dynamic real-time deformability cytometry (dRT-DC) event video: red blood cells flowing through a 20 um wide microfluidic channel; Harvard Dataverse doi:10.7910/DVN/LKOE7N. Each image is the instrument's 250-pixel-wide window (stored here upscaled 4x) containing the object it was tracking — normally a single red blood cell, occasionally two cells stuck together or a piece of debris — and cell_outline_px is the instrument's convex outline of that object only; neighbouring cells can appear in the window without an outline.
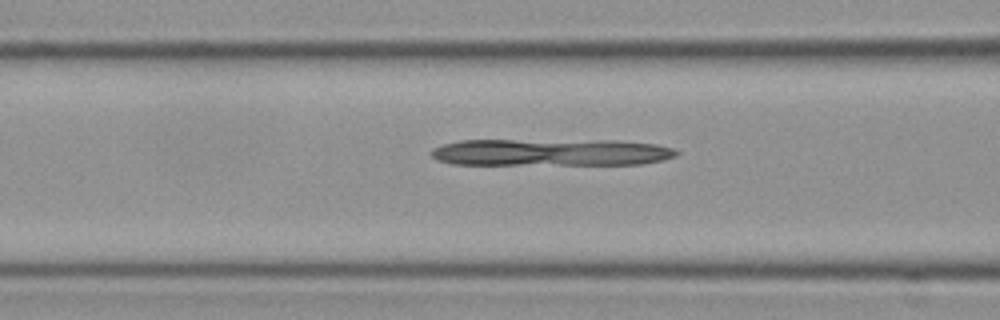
{"species": "Egyptian fruit bat (a non-hibernating species)", "species_latin": "Rousettus aegyptiacus", "temperature_condition": "cold", "stored_images_in_passage": 38, "camera_frame_rate_fps": 3000, "um_per_image_px": 0.085, "frame": {"image": 1, "passage_image": 8, "time_ms": 2.333, "image_size_px": [1000, 320], "cell_outline_px": [[680, 152], [676, 156], [660, 160], [640, 164], [452, 164], [440, 160], [432, 156], [432, 148], [444, 144], [460, 140], [616, 140], [656, 144], [672, 148]], "centroid_in_image_um": [46.84, 12.94], "position_along_channel_um": 119.8, "area_um2": 38.61}}
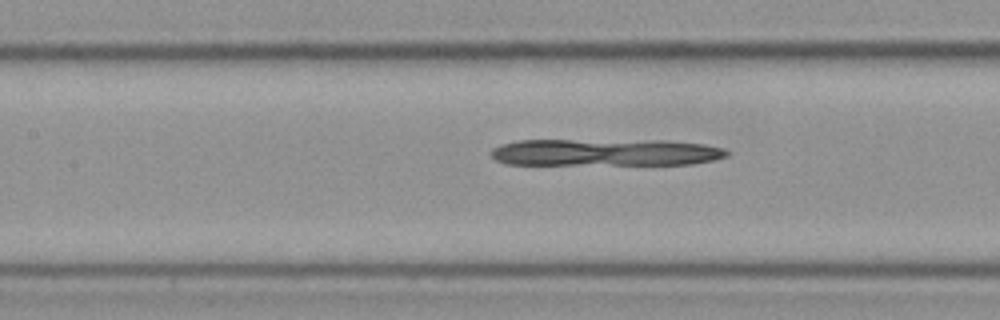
{"frame": {"image": 2, "passage_image": 11, "time_ms": 3.333, "image_size_px": [1000, 320], "cell_outline_px": [[732, 152], [728, 156], [712, 160], [692, 164], [504, 164], [496, 160], [488, 152], [492, 148], [500, 144], [516, 140], [664, 140], [704, 144], [724, 148]], "centroid_in_image_um": [51.45, 12.94], "position_along_channel_um": 156.0, "area_um2": 37.57}}
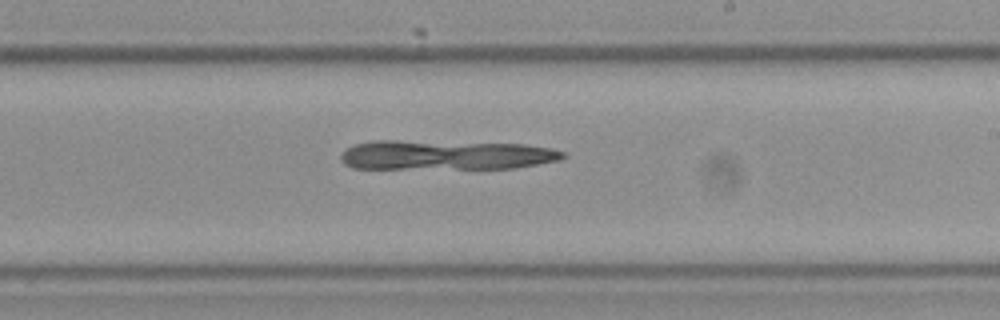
{"frame": {"image": 3, "passage_image": 19, "time_ms": 6.0, "image_size_px": [1000, 320], "cell_outline_px": [[568, 156], [560, 160], [512, 168], [352, 168], [344, 164], [340, 160], [340, 152], [352, 144], [372, 140], [396, 140], [524, 144], [552, 148], [564, 152]], "centroid_in_image_um": [37.83, 13.16], "position_along_channel_um": 251.2, "area_um2": 38.55}}